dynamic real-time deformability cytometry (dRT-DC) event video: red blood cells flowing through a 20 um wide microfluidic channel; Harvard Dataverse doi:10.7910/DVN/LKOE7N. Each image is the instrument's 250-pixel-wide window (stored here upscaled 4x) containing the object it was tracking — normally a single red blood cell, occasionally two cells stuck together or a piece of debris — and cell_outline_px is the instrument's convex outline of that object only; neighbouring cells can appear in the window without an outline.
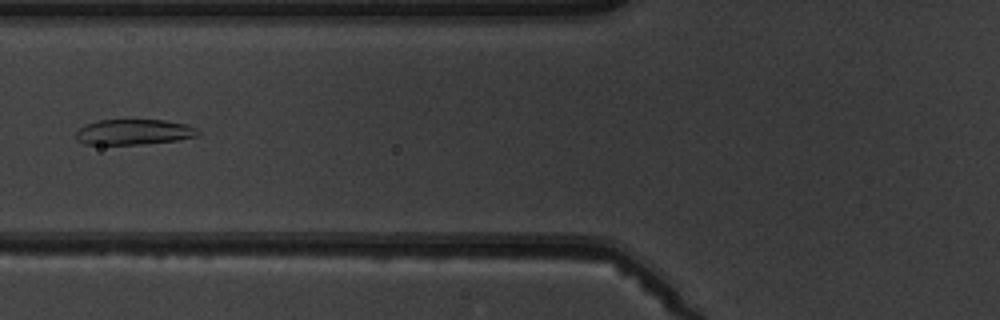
{"species": "common noctule bat (a hibernating species)", "species_latin": "Nyctalus noctula", "temperature_condition": "warm", "stored_images_in_passage": 5, "camera_frame_rate_fps": 3000, "um_per_image_px": 0.085, "animal": {"sex": "male", "body_mass_g": 19.5, "forearm_length_mm": 54.6}, "frame": {"image": 1, "passage_image": 5, "time_ms": 4.667, "image_size_px": [1000, 320], "cell_outline_px": [[200, 136], [176, 140], [140, 144], [84, 144], [76, 140], [76, 132], [84, 124], [100, 120], [164, 120], [188, 124], [196, 128], [200, 132]], "centroid_in_image_um": [11.39, 11.21], "position_along_channel_um": 114.4, "area_um2": 18.15}}